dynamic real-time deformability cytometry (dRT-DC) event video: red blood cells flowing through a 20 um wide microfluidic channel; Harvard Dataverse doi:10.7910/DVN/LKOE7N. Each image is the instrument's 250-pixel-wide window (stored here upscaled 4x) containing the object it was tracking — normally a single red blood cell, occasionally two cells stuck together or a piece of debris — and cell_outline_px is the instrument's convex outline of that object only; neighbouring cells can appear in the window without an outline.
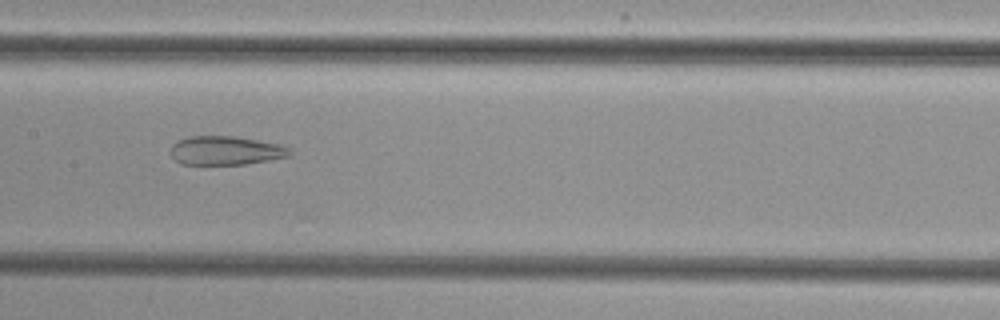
{"species": "common noctule bat (a hibernating species)", "species_latin": "Nyctalus noctula", "temperature_condition": "cold", "stored_images_in_passage": 52, "camera_frame_rate_fps": 3000, "um_per_image_px": 0.085, "animal": {"sex": "female", "body_mass_g": 29.2, "forearm_length_mm": 56.3}, "frame": {"image": 1, "passage_image": 26, "time_ms": 8.333, "image_size_px": [1000, 320], "cell_outline_px": [[292, 156], [244, 164], [180, 164], [172, 156], [172, 144], [188, 136], [236, 136], [280, 144], [288, 148], [292, 152]], "centroid_in_image_um": [19.21, 12.79], "position_along_channel_um": 188.2, "area_um2": 19.94}}
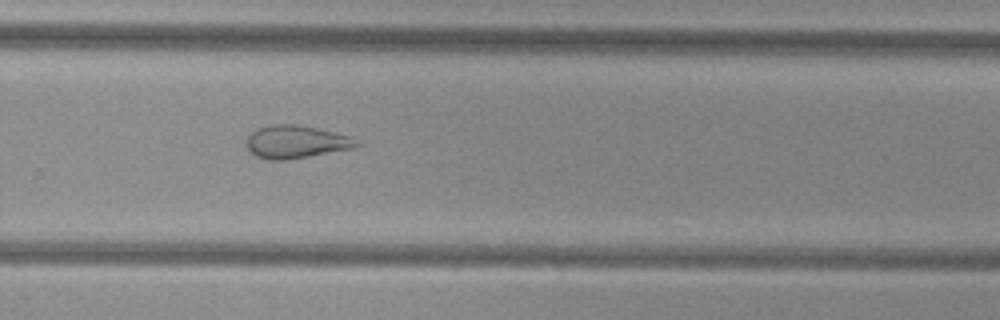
{"frame": {"image": 2, "passage_image": 35, "time_ms": 11.333, "image_size_px": [1000, 320], "cell_outline_px": [[364, 144], [352, 148], [308, 156], [284, 160], [268, 160], [256, 156], [248, 148], [248, 136], [256, 128], [272, 124], [296, 124], [316, 128], [352, 136]], "centroid_in_image_um": [25.19, 12.05], "position_along_channel_um": 304.6, "area_um2": 20.98}}
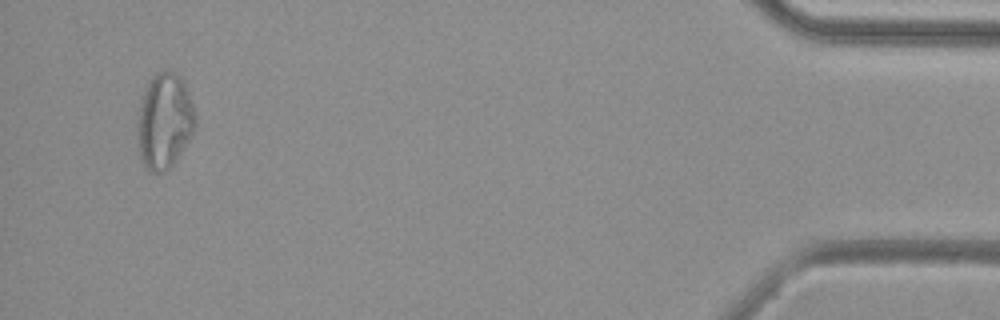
{"frame": {"image": 3, "passage_image": 50, "time_ms": 16.333, "image_size_px": [1000, 320], "cell_outline_px": [[196, 124], [188, 140], [176, 160], [164, 172], [148, 172], [140, 156], [140, 108], [144, 92], [148, 84], [160, 72], [172, 72], [184, 84], [192, 104], [196, 116]], "centroid_in_image_um": [14.01, 10.35], "position_along_channel_um": 421.2, "area_um2": 30.58}}